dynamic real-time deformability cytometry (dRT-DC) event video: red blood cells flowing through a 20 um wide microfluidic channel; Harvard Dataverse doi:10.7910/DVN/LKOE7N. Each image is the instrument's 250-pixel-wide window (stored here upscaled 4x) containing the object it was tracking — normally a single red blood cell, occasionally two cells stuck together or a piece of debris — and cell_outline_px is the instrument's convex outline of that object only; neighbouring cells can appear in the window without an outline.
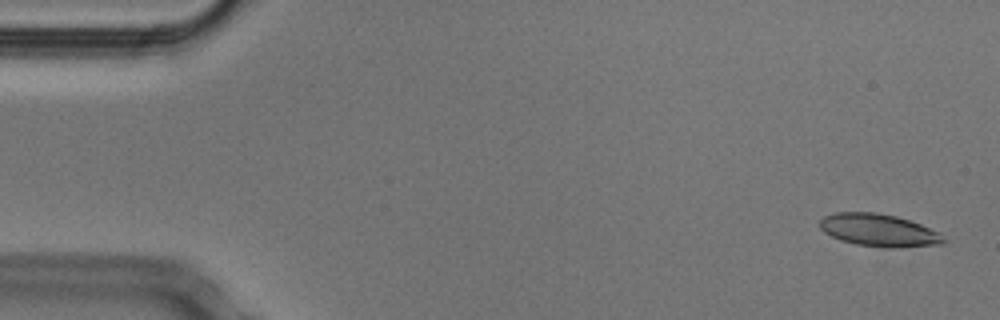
{"species": "Egyptian fruit bat (a non-hibernating species)", "species_latin": "Rousettus aegyptiacus", "temperature_condition": "cold", "stored_images_in_passage": 52, "camera_frame_rate_fps": 3000, "um_per_image_px": 0.085, "animal": {"sex": "male"}, "frame": {"image": 1, "passage_image": 2, "time_ms": 0.333, "image_size_px": [1000, 320], "cell_outline_px": [[944, 244], [900, 248], [884, 248], [856, 244], [840, 240], [824, 232], [820, 228], [820, 220], [824, 216], [836, 212], [876, 212], [896, 216], [920, 224], [940, 232], [944, 240]], "centroid_in_image_um": [74.71, 19.58], "position_along_channel_um": 10.3, "area_um2": 23.58}}
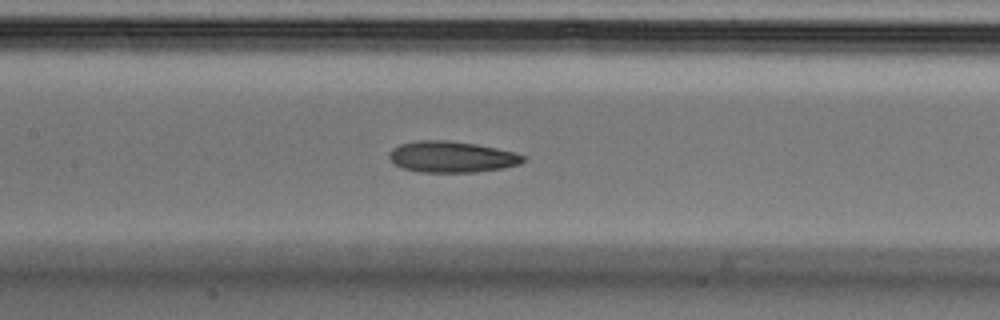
{"frame": {"image": 2, "passage_image": 24, "time_ms": 7.667, "image_size_px": [1000, 320], "cell_outline_px": [[524, 160], [520, 164], [504, 168], [476, 172], [420, 172], [404, 168], [396, 164], [388, 156], [392, 148], [400, 144], [420, 140], [448, 140], [476, 144], [516, 152], [524, 156]], "centroid_in_image_um": [38.42, 13.33], "position_along_channel_um": 169.0, "area_um2": 24.28}}
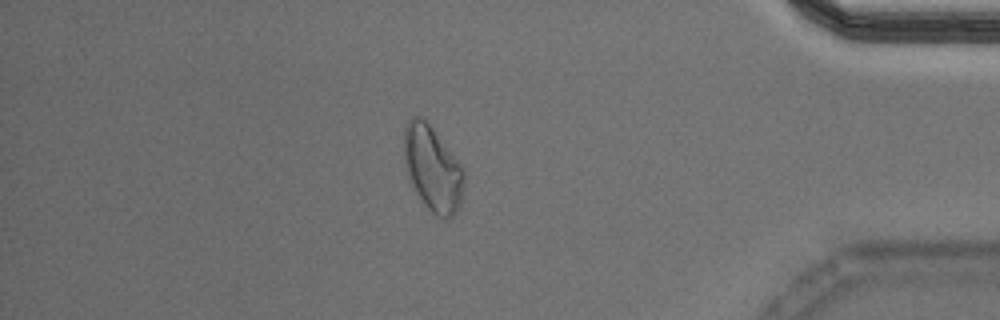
{"frame": {"image": 3, "passage_image": 45, "time_ms": 14.667, "image_size_px": [1000, 320], "cell_outline_px": [[464, 180], [460, 204], [456, 212], [452, 216], [436, 216], [428, 208], [412, 188], [404, 160], [404, 128], [408, 120], [412, 116], [420, 116], [432, 128], [460, 164], [464, 172]], "centroid_in_image_um": [36.74, 14.32], "position_along_channel_um": 398.5, "area_um2": 29.25}, "authors_computed_cell_mechanics": {"area_um2": 24.276, "velocity_mm_per_s": 3.7892, "shape_relaxation_time_tau1_ms": 6.1448, "shape_relaxation_time_tau2_ms": 7.6615, "deformation_change_tau1": 0.1446, "deformation_change_tau2": 0.1556}}